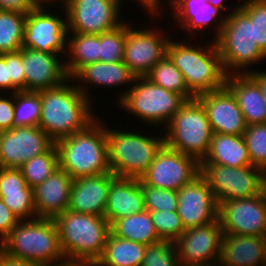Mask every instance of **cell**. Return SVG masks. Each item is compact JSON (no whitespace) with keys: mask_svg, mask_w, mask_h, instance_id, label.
Instances as JSON below:
<instances>
[{"mask_svg":"<svg viewBox=\"0 0 266 266\" xmlns=\"http://www.w3.org/2000/svg\"><path fill=\"white\" fill-rule=\"evenodd\" d=\"M136 76L130 71L127 65L121 62H95L82 67L71 79L75 82L81 92L90 99L85 85H97L106 87H119L123 84H133ZM83 81V82H82ZM81 83V84H80ZM130 83V84H129ZM122 84V85H120ZM83 85V86H81Z\"/></svg>","mask_w":266,"mask_h":266,"instance_id":"27","label":"cell"},{"mask_svg":"<svg viewBox=\"0 0 266 266\" xmlns=\"http://www.w3.org/2000/svg\"><path fill=\"white\" fill-rule=\"evenodd\" d=\"M134 84L119 95V105L128 114L150 125L156 124V127L163 123L167 125L187 101L184 96L166 90L146 77H136Z\"/></svg>","mask_w":266,"mask_h":266,"instance_id":"8","label":"cell"},{"mask_svg":"<svg viewBox=\"0 0 266 266\" xmlns=\"http://www.w3.org/2000/svg\"><path fill=\"white\" fill-rule=\"evenodd\" d=\"M27 14L0 9V54L17 52L23 47Z\"/></svg>","mask_w":266,"mask_h":266,"instance_id":"32","label":"cell"},{"mask_svg":"<svg viewBox=\"0 0 266 266\" xmlns=\"http://www.w3.org/2000/svg\"><path fill=\"white\" fill-rule=\"evenodd\" d=\"M59 53H46L22 47V66L25 73V91L38 92L56 88L69 78L65 61Z\"/></svg>","mask_w":266,"mask_h":266,"instance_id":"20","label":"cell"},{"mask_svg":"<svg viewBox=\"0 0 266 266\" xmlns=\"http://www.w3.org/2000/svg\"><path fill=\"white\" fill-rule=\"evenodd\" d=\"M145 77L166 90L184 96L187 100L195 99L186 86L182 72L167 55L156 63Z\"/></svg>","mask_w":266,"mask_h":266,"instance_id":"33","label":"cell"},{"mask_svg":"<svg viewBox=\"0 0 266 266\" xmlns=\"http://www.w3.org/2000/svg\"><path fill=\"white\" fill-rule=\"evenodd\" d=\"M177 193V212L185 230L218 220L219 203L200 175Z\"/></svg>","mask_w":266,"mask_h":266,"instance_id":"18","label":"cell"},{"mask_svg":"<svg viewBox=\"0 0 266 266\" xmlns=\"http://www.w3.org/2000/svg\"><path fill=\"white\" fill-rule=\"evenodd\" d=\"M243 136L252 165L266 173V123L248 125Z\"/></svg>","mask_w":266,"mask_h":266,"instance_id":"37","label":"cell"},{"mask_svg":"<svg viewBox=\"0 0 266 266\" xmlns=\"http://www.w3.org/2000/svg\"><path fill=\"white\" fill-rule=\"evenodd\" d=\"M108 162L116 177L140 179L165 144L164 136L150 137L106 127Z\"/></svg>","mask_w":266,"mask_h":266,"instance_id":"6","label":"cell"},{"mask_svg":"<svg viewBox=\"0 0 266 266\" xmlns=\"http://www.w3.org/2000/svg\"><path fill=\"white\" fill-rule=\"evenodd\" d=\"M225 86L236 98L247 126L266 123V101L258 83L248 73L227 75Z\"/></svg>","mask_w":266,"mask_h":266,"instance_id":"26","label":"cell"},{"mask_svg":"<svg viewBox=\"0 0 266 266\" xmlns=\"http://www.w3.org/2000/svg\"><path fill=\"white\" fill-rule=\"evenodd\" d=\"M67 263L93 266L101 257L110 224L104 216L66 210L54 218Z\"/></svg>","mask_w":266,"mask_h":266,"instance_id":"2","label":"cell"},{"mask_svg":"<svg viewBox=\"0 0 266 266\" xmlns=\"http://www.w3.org/2000/svg\"><path fill=\"white\" fill-rule=\"evenodd\" d=\"M58 167V151L54 144L46 153L33 157L19 169L27 185L33 189L45 181Z\"/></svg>","mask_w":266,"mask_h":266,"instance_id":"34","label":"cell"},{"mask_svg":"<svg viewBox=\"0 0 266 266\" xmlns=\"http://www.w3.org/2000/svg\"><path fill=\"white\" fill-rule=\"evenodd\" d=\"M96 118L84 130L55 142L59 167L73 179L111 172L106 126Z\"/></svg>","mask_w":266,"mask_h":266,"instance_id":"4","label":"cell"},{"mask_svg":"<svg viewBox=\"0 0 266 266\" xmlns=\"http://www.w3.org/2000/svg\"><path fill=\"white\" fill-rule=\"evenodd\" d=\"M207 3H211L214 7L219 8L221 11L226 10V5H224V0H204Z\"/></svg>","mask_w":266,"mask_h":266,"instance_id":"52","label":"cell"},{"mask_svg":"<svg viewBox=\"0 0 266 266\" xmlns=\"http://www.w3.org/2000/svg\"><path fill=\"white\" fill-rule=\"evenodd\" d=\"M218 203L223 233L266 237V190L257 196Z\"/></svg>","mask_w":266,"mask_h":266,"instance_id":"13","label":"cell"},{"mask_svg":"<svg viewBox=\"0 0 266 266\" xmlns=\"http://www.w3.org/2000/svg\"><path fill=\"white\" fill-rule=\"evenodd\" d=\"M11 89V78L9 77V63H6V59L0 54V90Z\"/></svg>","mask_w":266,"mask_h":266,"instance_id":"48","label":"cell"},{"mask_svg":"<svg viewBox=\"0 0 266 266\" xmlns=\"http://www.w3.org/2000/svg\"><path fill=\"white\" fill-rule=\"evenodd\" d=\"M233 9L226 15L220 34L214 39L227 75L244 74L246 67L266 58L254 41V23L239 7Z\"/></svg>","mask_w":266,"mask_h":266,"instance_id":"7","label":"cell"},{"mask_svg":"<svg viewBox=\"0 0 266 266\" xmlns=\"http://www.w3.org/2000/svg\"><path fill=\"white\" fill-rule=\"evenodd\" d=\"M259 85L263 98L266 101V71L264 70L261 72H255L254 70L252 71H246Z\"/></svg>","mask_w":266,"mask_h":266,"instance_id":"50","label":"cell"},{"mask_svg":"<svg viewBox=\"0 0 266 266\" xmlns=\"http://www.w3.org/2000/svg\"><path fill=\"white\" fill-rule=\"evenodd\" d=\"M8 96V98L4 95L0 97V132L14 127V93Z\"/></svg>","mask_w":266,"mask_h":266,"instance_id":"45","label":"cell"},{"mask_svg":"<svg viewBox=\"0 0 266 266\" xmlns=\"http://www.w3.org/2000/svg\"><path fill=\"white\" fill-rule=\"evenodd\" d=\"M54 1L59 2L60 0H37L39 5H49V2L53 3ZM68 0H61L60 3H63L62 5H64ZM48 2V4H47Z\"/></svg>","mask_w":266,"mask_h":266,"instance_id":"53","label":"cell"},{"mask_svg":"<svg viewBox=\"0 0 266 266\" xmlns=\"http://www.w3.org/2000/svg\"><path fill=\"white\" fill-rule=\"evenodd\" d=\"M200 176L218 202L257 196L266 190V173L253 165L227 167L200 164Z\"/></svg>","mask_w":266,"mask_h":266,"instance_id":"10","label":"cell"},{"mask_svg":"<svg viewBox=\"0 0 266 266\" xmlns=\"http://www.w3.org/2000/svg\"><path fill=\"white\" fill-rule=\"evenodd\" d=\"M217 266H266V237L223 233Z\"/></svg>","mask_w":266,"mask_h":266,"instance_id":"23","label":"cell"},{"mask_svg":"<svg viewBox=\"0 0 266 266\" xmlns=\"http://www.w3.org/2000/svg\"><path fill=\"white\" fill-rule=\"evenodd\" d=\"M168 2L171 3L172 9L175 11V13L173 11L172 16L174 15V20L179 24L177 26L182 30H189L193 36L197 34L194 30L207 29V27L212 26L211 23L216 19L218 22L212 27L216 28L215 36L217 37L226 22L225 16H222L221 19L219 17L222 11L204 0H169Z\"/></svg>","mask_w":266,"mask_h":266,"instance_id":"25","label":"cell"},{"mask_svg":"<svg viewBox=\"0 0 266 266\" xmlns=\"http://www.w3.org/2000/svg\"><path fill=\"white\" fill-rule=\"evenodd\" d=\"M200 164L227 167L251 166L252 162L244 136L213 133L208 153Z\"/></svg>","mask_w":266,"mask_h":266,"instance_id":"28","label":"cell"},{"mask_svg":"<svg viewBox=\"0 0 266 266\" xmlns=\"http://www.w3.org/2000/svg\"><path fill=\"white\" fill-rule=\"evenodd\" d=\"M73 180L58 167L45 181L33 188L37 217L54 219L68 209Z\"/></svg>","mask_w":266,"mask_h":266,"instance_id":"22","label":"cell"},{"mask_svg":"<svg viewBox=\"0 0 266 266\" xmlns=\"http://www.w3.org/2000/svg\"><path fill=\"white\" fill-rule=\"evenodd\" d=\"M208 46L193 47L171 39L167 45V56L182 72L186 86L195 97L225 86L227 74L215 41Z\"/></svg>","mask_w":266,"mask_h":266,"instance_id":"5","label":"cell"},{"mask_svg":"<svg viewBox=\"0 0 266 266\" xmlns=\"http://www.w3.org/2000/svg\"><path fill=\"white\" fill-rule=\"evenodd\" d=\"M68 79L62 85L39 91L41 116L38 126L54 141L84 130L97 117L87 98ZM90 100V101H89Z\"/></svg>","mask_w":266,"mask_h":266,"instance_id":"1","label":"cell"},{"mask_svg":"<svg viewBox=\"0 0 266 266\" xmlns=\"http://www.w3.org/2000/svg\"><path fill=\"white\" fill-rule=\"evenodd\" d=\"M20 219L0 198V243L9 235Z\"/></svg>","mask_w":266,"mask_h":266,"instance_id":"46","label":"cell"},{"mask_svg":"<svg viewBox=\"0 0 266 266\" xmlns=\"http://www.w3.org/2000/svg\"><path fill=\"white\" fill-rule=\"evenodd\" d=\"M147 245L115 236L111 231L93 266H142Z\"/></svg>","mask_w":266,"mask_h":266,"instance_id":"29","label":"cell"},{"mask_svg":"<svg viewBox=\"0 0 266 266\" xmlns=\"http://www.w3.org/2000/svg\"><path fill=\"white\" fill-rule=\"evenodd\" d=\"M128 22H123L117 28L100 34V61L121 62L124 58V46Z\"/></svg>","mask_w":266,"mask_h":266,"instance_id":"36","label":"cell"},{"mask_svg":"<svg viewBox=\"0 0 266 266\" xmlns=\"http://www.w3.org/2000/svg\"><path fill=\"white\" fill-rule=\"evenodd\" d=\"M63 266H79V265L67 264V265H63Z\"/></svg>","mask_w":266,"mask_h":266,"instance_id":"54","label":"cell"},{"mask_svg":"<svg viewBox=\"0 0 266 266\" xmlns=\"http://www.w3.org/2000/svg\"><path fill=\"white\" fill-rule=\"evenodd\" d=\"M142 6H144L146 8V10H148L147 12L151 15H160L159 13V9L161 10V3L162 1L160 0H137ZM157 13V14H156Z\"/></svg>","mask_w":266,"mask_h":266,"instance_id":"51","label":"cell"},{"mask_svg":"<svg viewBox=\"0 0 266 266\" xmlns=\"http://www.w3.org/2000/svg\"><path fill=\"white\" fill-rule=\"evenodd\" d=\"M158 236L175 242L186 230L177 211H150Z\"/></svg>","mask_w":266,"mask_h":266,"instance_id":"38","label":"cell"},{"mask_svg":"<svg viewBox=\"0 0 266 266\" xmlns=\"http://www.w3.org/2000/svg\"><path fill=\"white\" fill-rule=\"evenodd\" d=\"M122 0H68L62 7L68 33L101 34L124 21L120 19Z\"/></svg>","mask_w":266,"mask_h":266,"instance_id":"11","label":"cell"},{"mask_svg":"<svg viewBox=\"0 0 266 266\" xmlns=\"http://www.w3.org/2000/svg\"><path fill=\"white\" fill-rule=\"evenodd\" d=\"M38 5L37 0H0V9L19 11L25 14Z\"/></svg>","mask_w":266,"mask_h":266,"instance_id":"47","label":"cell"},{"mask_svg":"<svg viewBox=\"0 0 266 266\" xmlns=\"http://www.w3.org/2000/svg\"><path fill=\"white\" fill-rule=\"evenodd\" d=\"M144 210L146 209L140 179L116 177L111 182L104 213L109 224Z\"/></svg>","mask_w":266,"mask_h":266,"instance_id":"24","label":"cell"},{"mask_svg":"<svg viewBox=\"0 0 266 266\" xmlns=\"http://www.w3.org/2000/svg\"><path fill=\"white\" fill-rule=\"evenodd\" d=\"M238 7L254 23V41L266 54V0H246Z\"/></svg>","mask_w":266,"mask_h":266,"instance_id":"39","label":"cell"},{"mask_svg":"<svg viewBox=\"0 0 266 266\" xmlns=\"http://www.w3.org/2000/svg\"><path fill=\"white\" fill-rule=\"evenodd\" d=\"M0 266H42V265L28 260L12 258L0 250Z\"/></svg>","mask_w":266,"mask_h":266,"instance_id":"49","label":"cell"},{"mask_svg":"<svg viewBox=\"0 0 266 266\" xmlns=\"http://www.w3.org/2000/svg\"><path fill=\"white\" fill-rule=\"evenodd\" d=\"M115 178L112 172L75 178L67 210L104 216L111 182Z\"/></svg>","mask_w":266,"mask_h":266,"instance_id":"21","label":"cell"},{"mask_svg":"<svg viewBox=\"0 0 266 266\" xmlns=\"http://www.w3.org/2000/svg\"><path fill=\"white\" fill-rule=\"evenodd\" d=\"M9 63V77L11 78V94L25 91V73L22 66V48L17 52L1 54Z\"/></svg>","mask_w":266,"mask_h":266,"instance_id":"44","label":"cell"},{"mask_svg":"<svg viewBox=\"0 0 266 266\" xmlns=\"http://www.w3.org/2000/svg\"><path fill=\"white\" fill-rule=\"evenodd\" d=\"M222 237L219 220L187 229L174 242L179 263L185 266H217Z\"/></svg>","mask_w":266,"mask_h":266,"instance_id":"15","label":"cell"},{"mask_svg":"<svg viewBox=\"0 0 266 266\" xmlns=\"http://www.w3.org/2000/svg\"><path fill=\"white\" fill-rule=\"evenodd\" d=\"M38 5L27 13L23 47L46 53L65 54L67 52V19Z\"/></svg>","mask_w":266,"mask_h":266,"instance_id":"14","label":"cell"},{"mask_svg":"<svg viewBox=\"0 0 266 266\" xmlns=\"http://www.w3.org/2000/svg\"><path fill=\"white\" fill-rule=\"evenodd\" d=\"M14 100V127L38 126L41 116L39 91L15 92Z\"/></svg>","mask_w":266,"mask_h":266,"instance_id":"35","label":"cell"},{"mask_svg":"<svg viewBox=\"0 0 266 266\" xmlns=\"http://www.w3.org/2000/svg\"><path fill=\"white\" fill-rule=\"evenodd\" d=\"M164 129V142L170 149L193 156L199 162L208 153L212 129L202 104L187 100Z\"/></svg>","mask_w":266,"mask_h":266,"instance_id":"9","label":"cell"},{"mask_svg":"<svg viewBox=\"0 0 266 266\" xmlns=\"http://www.w3.org/2000/svg\"><path fill=\"white\" fill-rule=\"evenodd\" d=\"M110 231L115 236L145 245L162 240L151 220L150 211L147 210L115 220L110 225Z\"/></svg>","mask_w":266,"mask_h":266,"instance_id":"31","label":"cell"},{"mask_svg":"<svg viewBox=\"0 0 266 266\" xmlns=\"http://www.w3.org/2000/svg\"><path fill=\"white\" fill-rule=\"evenodd\" d=\"M128 23L123 62L136 77H145L167 55L169 37L154 29H133Z\"/></svg>","mask_w":266,"mask_h":266,"instance_id":"17","label":"cell"},{"mask_svg":"<svg viewBox=\"0 0 266 266\" xmlns=\"http://www.w3.org/2000/svg\"><path fill=\"white\" fill-rule=\"evenodd\" d=\"M0 198L20 220L37 218L33 189L28 185L23 189V194L0 195Z\"/></svg>","mask_w":266,"mask_h":266,"instance_id":"42","label":"cell"},{"mask_svg":"<svg viewBox=\"0 0 266 266\" xmlns=\"http://www.w3.org/2000/svg\"><path fill=\"white\" fill-rule=\"evenodd\" d=\"M71 35L68 33L67 37L69 60H65V69L70 79L85 65L100 61V34L72 33Z\"/></svg>","mask_w":266,"mask_h":266,"instance_id":"30","label":"cell"},{"mask_svg":"<svg viewBox=\"0 0 266 266\" xmlns=\"http://www.w3.org/2000/svg\"><path fill=\"white\" fill-rule=\"evenodd\" d=\"M0 250L12 258L36 262L42 266L68 264L53 218L20 220L0 243Z\"/></svg>","mask_w":266,"mask_h":266,"instance_id":"3","label":"cell"},{"mask_svg":"<svg viewBox=\"0 0 266 266\" xmlns=\"http://www.w3.org/2000/svg\"><path fill=\"white\" fill-rule=\"evenodd\" d=\"M26 186L20 169L0 167V195L23 194Z\"/></svg>","mask_w":266,"mask_h":266,"instance_id":"43","label":"cell"},{"mask_svg":"<svg viewBox=\"0 0 266 266\" xmlns=\"http://www.w3.org/2000/svg\"><path fill=\"white\" fill-rule=\"evenodd\" d=\"M54 144L39 126H20L2 131L0 167L19 169L33 157L46 153Z\"/></svg>","mask_w":266,"mask_h":266,"instance_id":"16","label":"cell"},{"mask_svg":"<svg viewBox=\"0 0 266 266\" xmlns=\"http://www.w3.org/2000/svg\"><path fill=\"white\" fill-rule=\"evenodd\" d=\"M140 184L142 186L145 209L147 211H177V191L147 186L141 180Z\"/></svg>","mask_w":266,"mask_h":266,"instance_id":"40","label":"cell"},{"mask_svg":"<svg viewBox=\"0 0 266 266\" xmlns=\"http://www.w3.org/2000/svg\"><path fill=\"white\" fill-rule=\"evenodd\" d=\"M199 175L200 162L196 158L164 144L140 180L147 186L178 191Z\"/></svg>","mask_w":266,"mask_h":266,"instance_id":"12","label":"cell"},{"mask_svg":"<svg viewBox=\"0 0 266 266\" xmlns=\"http://www.w3.org/2000/svg\"><path fill=\"white\" fill-rule=\"evenodd\" d=\"M174 242L161 240L147 245L142 266H179Z\"/></svg>","mask_w":266,"mask_h":266,"instance_id":"41","label":"cell"},{"mask_svg":"<svg viewBox=\"0 0 266 266\" xmlns=\"http://www.w3.org/2000/svg\"><path fill=\"white\" fill-rule=\"evenodd\" d=\"M195 98L205 109L213 133L244 134L247 125L243 113L236 98L226 86Z\"/></svg>","mask_w":266,"mask_h":266,"instance_id":"19","label":"cell"}]
</instances>
